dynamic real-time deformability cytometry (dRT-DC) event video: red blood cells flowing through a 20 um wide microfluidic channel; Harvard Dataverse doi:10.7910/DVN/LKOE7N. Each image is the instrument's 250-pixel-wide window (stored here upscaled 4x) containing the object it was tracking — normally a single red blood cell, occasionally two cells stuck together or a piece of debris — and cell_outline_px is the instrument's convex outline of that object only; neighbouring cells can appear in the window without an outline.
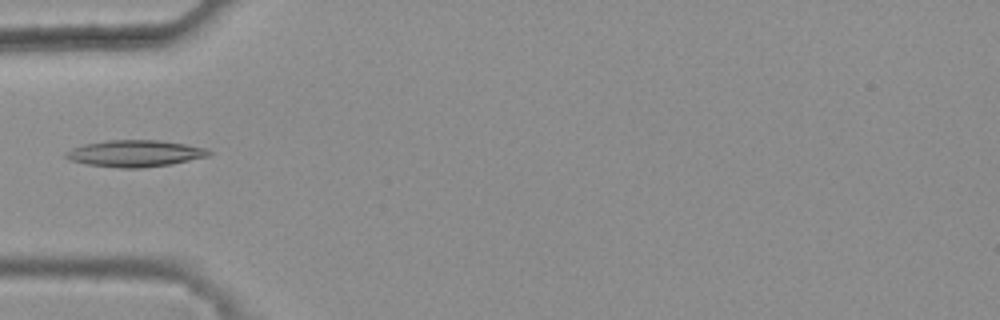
{"species": "common noctule bat (a hibernating species)", "species_latin": "Nyctalus noctula", "temperature_condition": "warm", "stored_images_in_passage": 4, "camera_frame_rate_fps": 3000, "um_per_image_px": 0.085, "animal": {"sex": "female", "body_mass_g": 25.1}, "frame": {"image": 1, "passage_image": 4, "time_ms": 1.0, "image_size_px": [1000, 320], "cell_outline_px": [[212, 152], [208, 156], [172, 164], [140, 168], [120, 168], [88, 164], [68, 160], [64, 156], [64, 152], [72, 148], [84, 144], [108, 140], [160, 140], [184, 144], [204, 148]], "centroid_in_image_um": [11.43, 13.04], "position_along_channel_um": 73.6, "area_um2": 22.14}}